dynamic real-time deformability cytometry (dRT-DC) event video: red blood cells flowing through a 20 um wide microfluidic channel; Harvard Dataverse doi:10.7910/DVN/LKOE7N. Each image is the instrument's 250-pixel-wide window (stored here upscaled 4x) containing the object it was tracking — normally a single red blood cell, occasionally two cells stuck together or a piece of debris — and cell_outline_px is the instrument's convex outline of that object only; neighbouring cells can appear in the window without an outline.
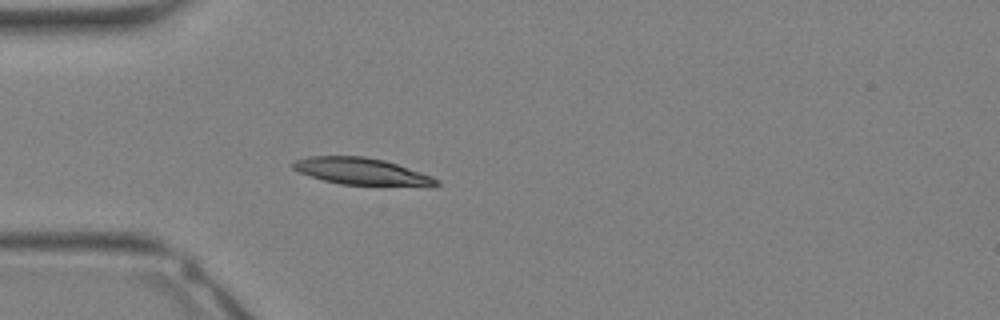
{"species": "Egyptian fruit bat (a non-hibernating species)", "species_latin": "Rousettus aegyptiacus", "temperature_condition": "warm", "stored_images_in_passage": 27, "camera_frame_rate_fps": 3000, "um_per_image_px": 0.085, "animal": {"sex": "female"}, "frame": {"image": 1, "passage_image": 5, "time_ms": 1.333, "image_size_px": [1000, 320], "cell_outline_px": [[440, 184], [432, 188], [340, 184], [324, 180], [300, 172], [292, 168], [288, 164], [292, 160], [308, 156], [364, 156], [384, 160], [432, 176], [440, 180]], "centroid_in_image_um": [30.8, 14.6], "position_along_channel_um": 54.2, "area_um2": 23.12}}
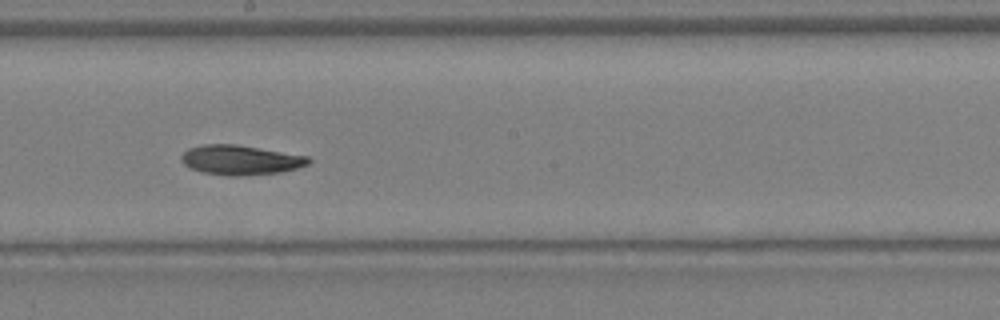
{"frame": {"image": 2, "passage_image": 14, "time_ms": 4.333, "image_size_px": [1000, 320], "cell_outline_px": [[312, 160], [308, 164], [296, 168], [280, 172], [240, 176], [228, 176], [204, 172], [192, 168], [184, 164], [180, 160], [180, 156], [188, 148], [200, 144], [236, 144], [308, 156]], "centroid_in_image_um": [20.42, 13.59], "position_along_channel_um": 227.8, "area_um2": 21.96}}
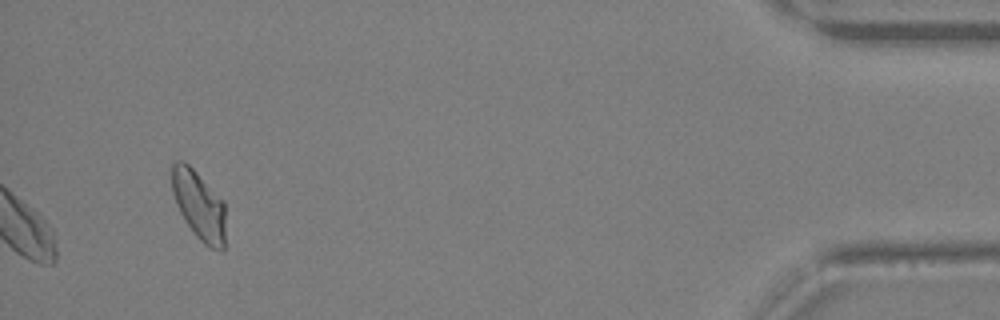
{"frame": {"image": 3, "passage_image": 27, "time_ms": 8.667, "image_size_px": [1000, 320], "cell_outline_px": [[224, 248], [220, 252], [204, 244], [192, 232], [184, 220], [176, 204], [172, 192], [172, 160], [184, 160], [224, 200]], "centroid_in_image_um": [16.89, 17.44], "position_along_channel_um": 418.3, "area_um2": 21.68}}